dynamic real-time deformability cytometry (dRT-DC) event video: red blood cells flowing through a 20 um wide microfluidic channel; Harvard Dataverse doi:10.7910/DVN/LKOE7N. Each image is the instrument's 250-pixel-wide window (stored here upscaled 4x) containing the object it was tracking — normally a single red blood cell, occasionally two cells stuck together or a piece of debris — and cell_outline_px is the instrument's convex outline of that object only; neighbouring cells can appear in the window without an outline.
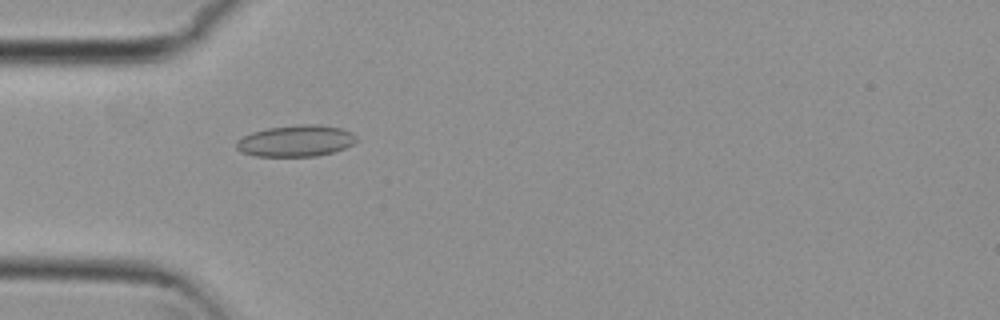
{"species": "common noctule bat (a hibernating species)", "species_latin": "Nyctalus noctula", "temperature_condition": "cold", "stored_images_in_passage": 4, "camera_frame_rate_fps": 3000, "um_per_image_px": 0.085, "animal": {"sex": "female", "body_mass_g": 29.2, "forearm_length_mm": 56.3}, "frame": {"image": 1, "passage_image": 1, "time_ms": 0.0, "image_size_px": [1000, 320], "cell_outline_px": [[356, 140], [352, 144], [344, 148], [332, 152], [316, 156], [256, 156], [240, 152], [236, 148], [236, 140], [252, 132], [268, 128], [296, 124], [320, 124], [340, 128], [352, 132], [356, 136]], "centroid_in_image_um": [25.13, 11.97], "position_along_channel_um": 59.9, "area_um2": 22.02}}
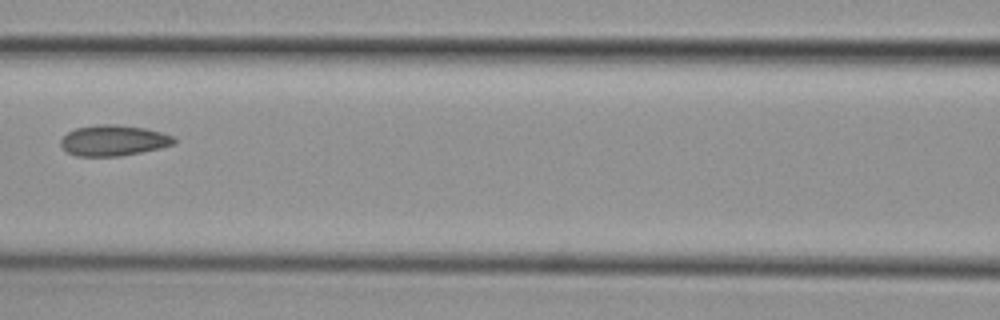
{"frame": {"image": 2, "passage_image": 3, "time_ms": 0.667, "image_size_px": [1000, 320], "cell_outline_px": [[176, 144], [160, 148], [120, 156], [76, 156], [68, 152], [60, 144], [60, 140], [68, 132], [76, 128], [96, 124], [116, 124], [144, 128], [160, 132], [172, 136], [176, 140]], "centroid_in_image_um": [9.64, 11.93], "position_along_channel_um": 157.0, "area_um2": 20.23}}
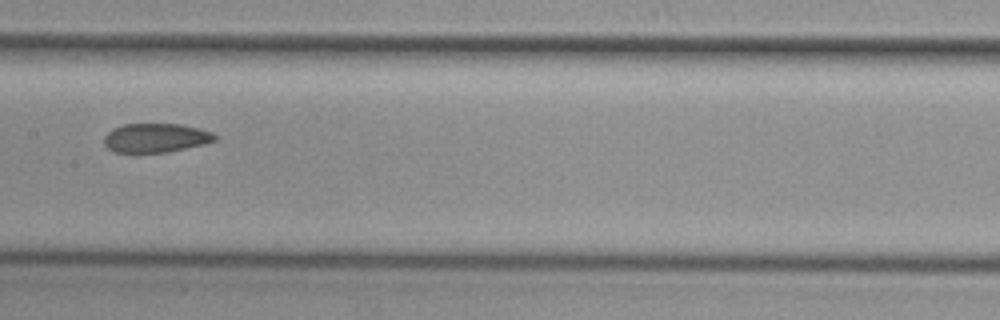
{"frame": {"image": 3, "passage_image": 4, "time_ms": 1.0, "image_size_px": [1000, 320], "cell_outline_px": [[216, 140], [204, 144], [168, 152], [112, 152], [104, 144], [104, 136], [112, 128], [124, 124], [180, 124], [212, 132], [216, 136]], "centroid_in_image_um": [13.21, 11.72], "position_along_channel_um": 194.2, "area_um2": 18.67}}